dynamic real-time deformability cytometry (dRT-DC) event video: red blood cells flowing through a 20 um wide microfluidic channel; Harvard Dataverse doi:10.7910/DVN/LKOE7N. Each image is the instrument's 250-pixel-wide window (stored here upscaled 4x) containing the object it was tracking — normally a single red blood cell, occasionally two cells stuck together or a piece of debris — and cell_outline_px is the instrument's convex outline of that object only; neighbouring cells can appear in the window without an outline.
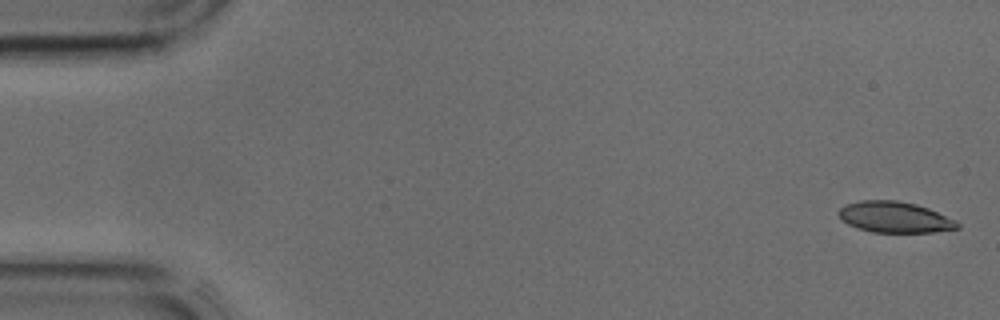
{"species": "common noctule bat (a hibernating species)", "species_latin": "Nyctalus noctula", "temperature_condition": "cold", "stored_images_in_passage": 38, "camera_frame_rate_fps": 3000, "um_per_image_px": 0.085, "animal": {"sex": "male", "body_mass_g": 17.9, "forearm_length_mm": 54.2}, "frame": {"image": 1, "passage_image": 1, "time_ms": 0.0, "image_size_px": [1000, 320], "cell_outline_px": [[960, 228], [932, 232], [872, 232], [848, 224], [836, 212], [844, 204], [860, 200], [896, 200], [916, 204], [928, 208], [956, 220], [960, 224]], "centroid_in_image_um": [76.05, 18.45], "position_along_channel_um": 8.9, "area_um2": 21.39}}
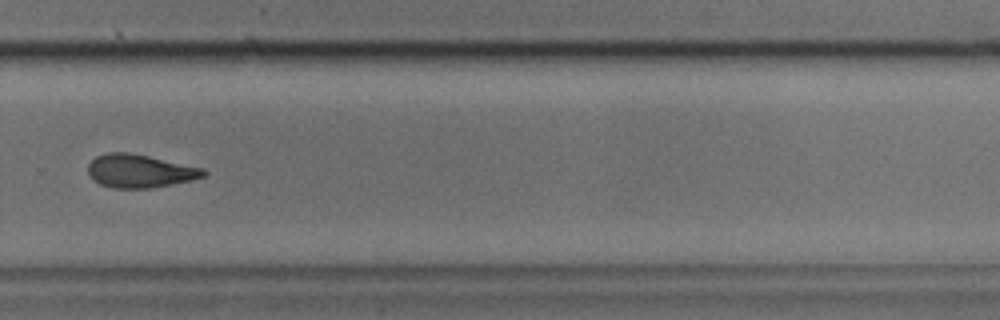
{"frame": {"image": 2, "passage_image": 29, "time_ms": 9.333, "image_size_px": [1000, 320], "cell_outline_px": [[208, 172], [204, 176], [192, 180], [148, 188], [112, 188], [100, 184], [92, 180], [88, 172], [88, 164], [96, 156], [108, 152], [128, 152], [148, 156], [204, 168]], "centroid_in_image_um": [11.86, 14.53], "position_along_channel_um": 317.9, "area_um2": 22.31}}
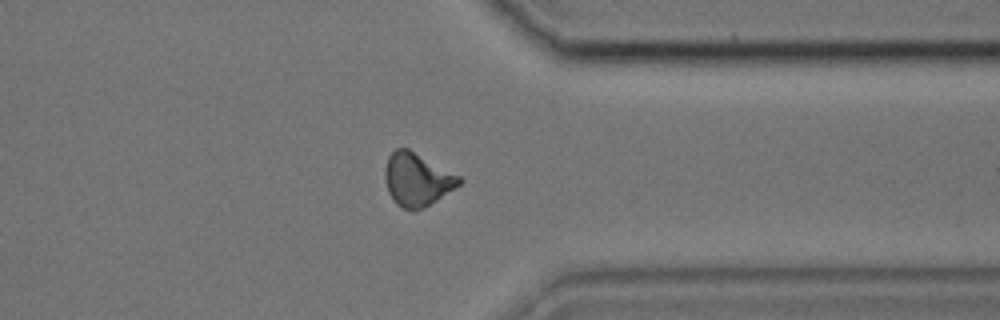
{"frame": {"image": 3, "passage_image": 33, "time_ms": 10.667, "image_size_px": [1000, 320], "cell_outline_px": [[464, 180], [460, 184], [424, 208], [404, 208], [396, 204], [388, 192], [384, 176], [384, 172], [388, 156], [396, 148], [408, 148], [460, 176]], "centroid_in_image_um": [35.44, 15.23], "position_along_channel_um": 376.0, "area_um2": 22.6}}